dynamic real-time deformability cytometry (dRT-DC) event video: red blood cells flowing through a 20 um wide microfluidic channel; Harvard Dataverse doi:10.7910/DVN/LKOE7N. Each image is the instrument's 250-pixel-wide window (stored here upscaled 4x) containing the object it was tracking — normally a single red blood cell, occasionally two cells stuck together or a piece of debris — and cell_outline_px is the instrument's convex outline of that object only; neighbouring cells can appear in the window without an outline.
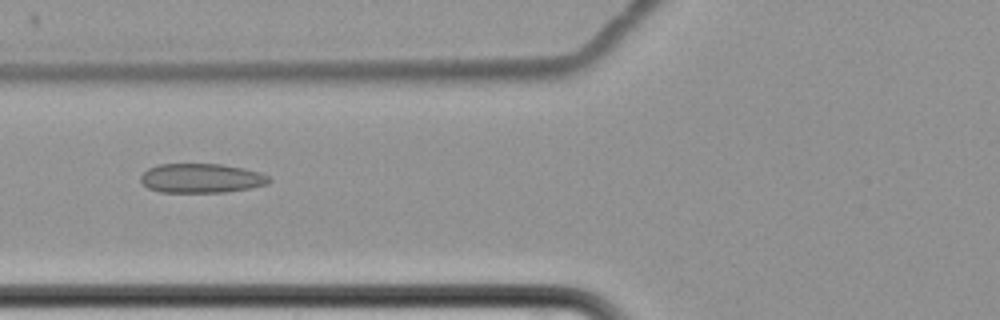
{"species": "common noctule bat (a hibernating species)", "species_latin": "Nyctalus noctula", "temperature_condition": "cold", "stored_images_in_passage": 10, "camera_frame_rate_fps": 3000, "um_per_image_px": 0.085, "animal": {"sex": "female", "body_mass_g": 22.7, "forearm_length_mm": 54.2}, "frame": {"image": 1, "passage_image": 6, "time_ms": 7.0, "image_size_px": [1000, 320], "cell_outline_px": [[272, 180], [268, 184], [248, 188], [224, 192], [160, 192], [148, 188], [140, 180], [140, 176], [148, 168], [160, 164], [220, 164], [244, 168], [260, 172], [272, 176]], "centroid_in_image_um": [17.14, 15.14], "position_along_channel_um": 108.7, "area_um2": 22.02}}
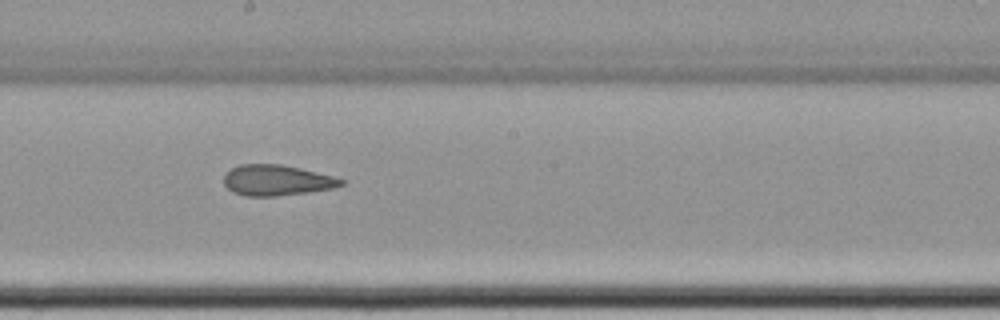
{"frame": {"image": 2, "passage_image": 9, "time_ms": 10.333, "image_size_px": [1000, 320], "cell_outline_px": [[344, 184], [332, 188], [308, 192], [276, 196], [248, 196], [232, 192], [224, 184], [224, 176], [232, 168], [240, 164], [280, 164], [300, 168], [336, 176], [344, 180]], "centroid_in_image_um": [23.54, 15.32], "position_along_channel_um": 224.7, "area_um2": 20.92}}
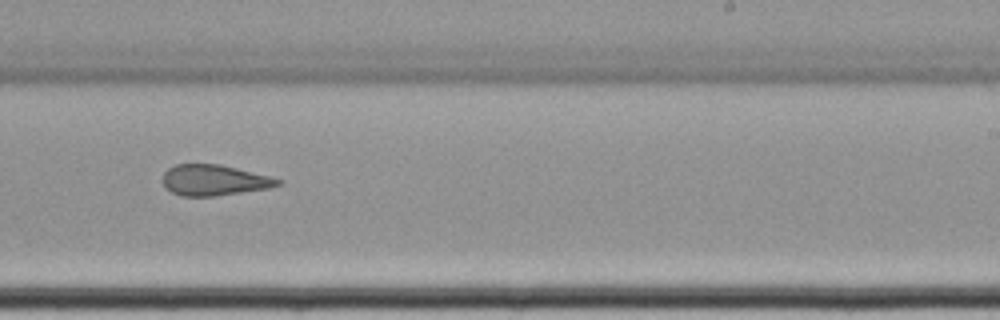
{"frame": {"image": 3, "passage_image": 10, "time_ms": 11.667, "image_size_px": [1000, 320], "cell_outline_px": [[284, 180], [280, 184], [268, 188], [216, 196], [180, 196], [164, 188], [164, 172], [168, 168], [176, 164], [220, 164]], "centroid_in_image_um": [18.18, 15.32], "position_along_channel_um": 270.8, "area_um2": 20.52}}